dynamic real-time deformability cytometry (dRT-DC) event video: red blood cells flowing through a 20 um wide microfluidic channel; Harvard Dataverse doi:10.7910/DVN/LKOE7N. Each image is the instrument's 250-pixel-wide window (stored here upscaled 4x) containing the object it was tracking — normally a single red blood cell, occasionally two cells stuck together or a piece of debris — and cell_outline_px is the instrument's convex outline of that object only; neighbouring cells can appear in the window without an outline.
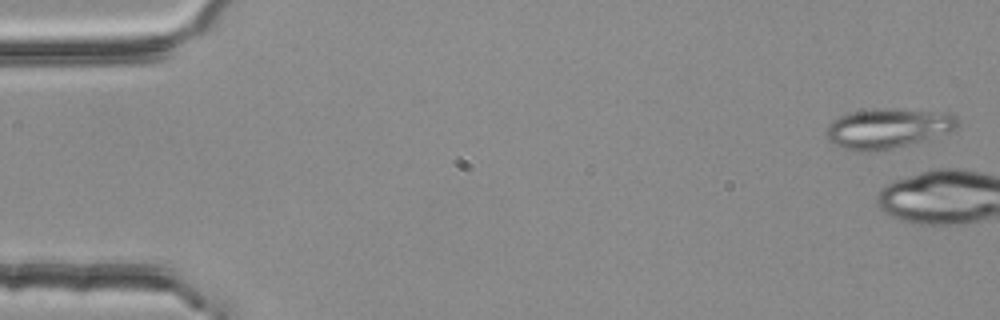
{"species": "common noctule bat (a hibernating species)", "species_latin": "Nyctalus noctula", "temperature_condition": "room temperature", "stored_images_in_passage": 5, "camera_frame_rate_fps": 3000, "um_per_image_px": 0.085, "animal": {"sex": "female", "body_mass_g": 25.1}, "frame": {"image": 1, "passage_image": 1, "time_ms": 0.0, "image_size_px": [1000, 320], "cell_outline_px": [[960, 124], [956, 128], [924, 140], [892, 148], [860, 152], [836, 144], [828, 140], [824, 132], [832, 120], [840, 116], [852, 112], [876, 108], [892, 108], [928, 112], [956, 116], [960, 120]], "centroid_in_image_um": [75.4, 10.9], "position_along_channel_um": 9.6, "area_um2": 29.77}}